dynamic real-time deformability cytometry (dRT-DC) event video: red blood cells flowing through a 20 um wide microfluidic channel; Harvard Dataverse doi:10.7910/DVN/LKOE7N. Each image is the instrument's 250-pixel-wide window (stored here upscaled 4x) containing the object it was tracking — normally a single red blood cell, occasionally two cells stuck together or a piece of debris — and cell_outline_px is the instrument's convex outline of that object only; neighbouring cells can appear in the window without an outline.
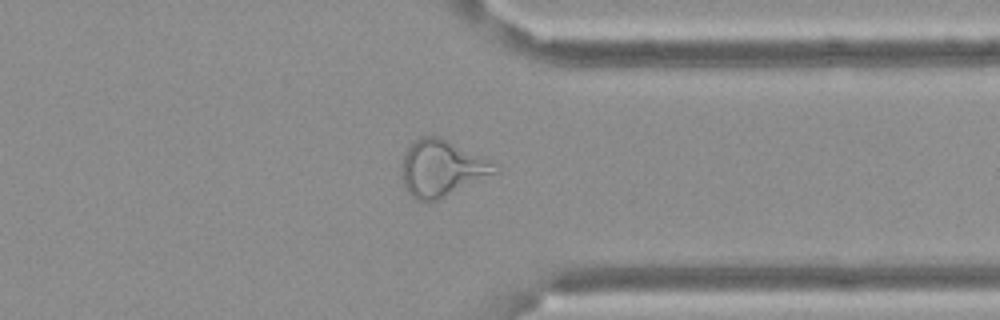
{"species": "Egyptian fruit bat (a non-hibernating species)", "species_latin": "Rousettus aegyptiacus", "temperature_condition": "cold", "stored_images_in_passage": 50, "camera_frame_rate_fps": 3000, "um_per_image_px": 0.085, "frame": {"image": 1, "passage_image": 37, "time_ms": 12.0, "image_size_px": [1000, 320], "cell_outline_px": [[500, 172], [436, 200], [416, 200], [404, 188], [400, 164], [408, 148], [420, 136], [440, 136], [496, 164], [500, 168]], "centroid_in_image_um": [37.54, 14.3], "position_along_channel_um": 373.9, "area_um2": 30.35}}
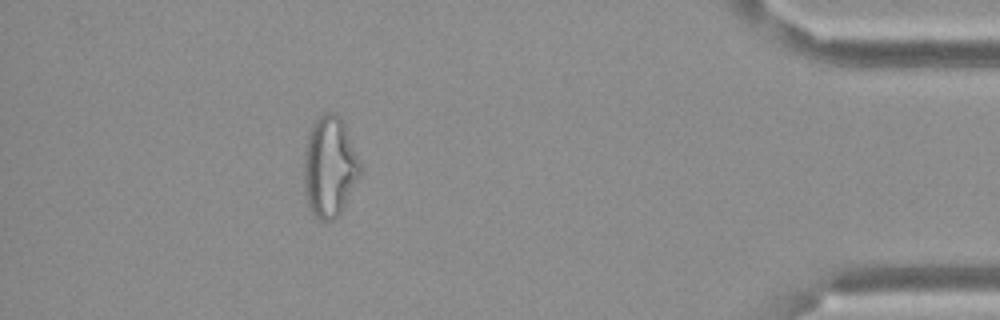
{"frame": {"image": 2, "passage_image": 44, "time_ms": 14.333, "image_size_px": [1000, 320], "cell_outline_px": [[360, 176], [340, 216], [332, 220], [320, 220], [312, 212], [308, 204], [304, 184], [304, 156], [308, 132], [312, 124], [320, 112], [336, 112], [344, 120], [360, 164]], "centroid_in_image_um": [28.02, 14.14], "position_along_channel_um": 407.2, "area_um2": 33.35}}